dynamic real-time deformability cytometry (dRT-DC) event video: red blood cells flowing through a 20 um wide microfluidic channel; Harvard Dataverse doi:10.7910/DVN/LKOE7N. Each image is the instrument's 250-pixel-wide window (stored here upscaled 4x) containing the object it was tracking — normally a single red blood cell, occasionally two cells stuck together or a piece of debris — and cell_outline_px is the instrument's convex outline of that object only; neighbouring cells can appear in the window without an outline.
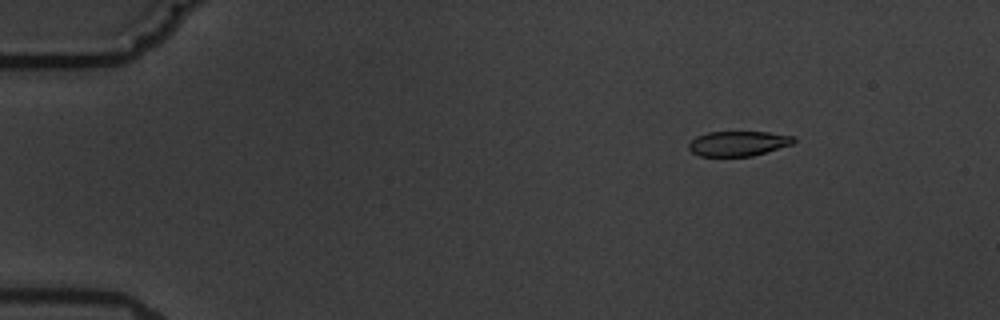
{"species": "common noctule bat (a hibernating species)", "species_latin": "Nyctalus noctula", "temperature_condition": "warm", "stored_images_in_passage": 5, "camera_frame_rate_fps": 3000, "um_per_image_px": 0.085, "animal": {"sex": "male", "body_mass_g": 19.5, "forearm_length_mm": 54.6}, "frame": {"image": 1, "passage_image": 3, "time_ms": 2.333, "image_size_px": [1000, 320], "cell_outline_px": [[796, 140], [792, 144], [752, 156], [700, 156], [692, 152], [688, 148], [688, 144], [696, 136], [708, 132], [768, 132], [796, 136]], "centroid_in_image_um": [62.75, 12.19], "position_along_channel_um": 22.3, "area_um2": 15.26}}
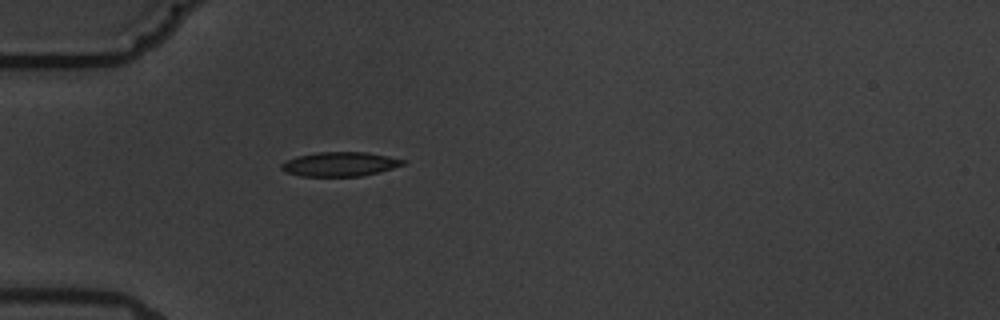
{"frame": {"image": 2, "passage_image": 5, "time_ms": 5.667, "image_size_px": [1000, 320], "cell_outline_px": [[404, 164], [392, 168], [360, 176], [300, 176], [284, 172], [280, 168], [280, 164], [296, 156], [316, 152], [368, 152], [388, 156], [404, 160]], "centroid_in_image_um": [28.82, 13.94], "position_along_channel_um": 56.2, "area_um2": 17.11}}